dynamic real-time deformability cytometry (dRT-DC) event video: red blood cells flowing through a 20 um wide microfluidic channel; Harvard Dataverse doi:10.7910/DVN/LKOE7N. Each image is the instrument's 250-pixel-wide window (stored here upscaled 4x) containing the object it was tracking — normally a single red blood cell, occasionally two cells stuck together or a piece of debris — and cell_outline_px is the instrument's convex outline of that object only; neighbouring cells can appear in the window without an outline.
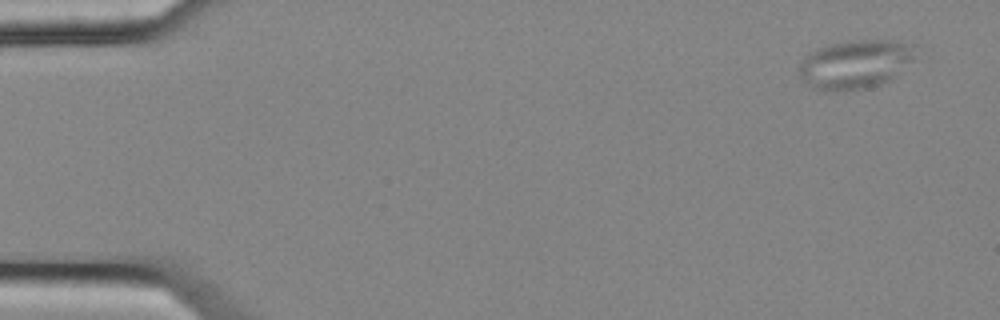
{"species": "common noctule bat (a hibernating species)", "species_latin": "Nyctalus noctula", "temperature_condition": "cold", "stored_images_in_passage": 6, "camera_frame_rate_fps": 3000, "um_per_image_px": 0.085, "animal": {"sex": "female", "body_mass_g": 25.1}, "frame": {"image": 1, "passage_image": 1, "time_ms": 0.0, "image_size_px": [1000, 320], "cell_outline_px": [[920, 56], [888, 80], [880, 84], [864, 88], [844, 92], [812, 88], [800, 76], [800, 64], [804, 56], [816, 48], [828, 44], [848, 40], [896, 40], [916, 44]], "centroid_in_image_um": [72.76, 5.42], "position_along_channel_um": 12.2, "area_um2": 33.64}}